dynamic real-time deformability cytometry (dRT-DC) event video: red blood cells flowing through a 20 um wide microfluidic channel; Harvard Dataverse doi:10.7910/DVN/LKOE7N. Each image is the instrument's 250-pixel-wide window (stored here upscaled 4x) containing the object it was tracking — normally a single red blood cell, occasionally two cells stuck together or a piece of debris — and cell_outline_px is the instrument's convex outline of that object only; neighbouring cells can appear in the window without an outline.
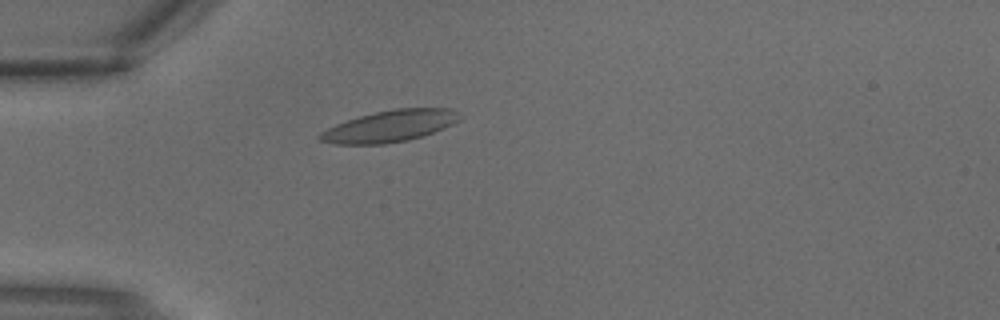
{"species": "common noctule bat (a hibernating species)", "species_latin": "Nyctalus noctula", "temperature_condition": "warm", "stored_images_in_passage": 1, "camera_frame_rate_fps": 3000, "um_per_image_px": 0.085, "animal": {"sex": "male", "body_mass_g": 18.8}, "frame": {"image": 1, "passage_image": 1, "time_ms": 0.0, "image_size_px": [1000, 320], "cell_outline_px": [[460, 120], [444, 128], [408, 140], [384, 144], [332, 144], [320, 140], [316, 136], [320, 132], [336, 124], [360, 116], [376, 112], [396, 108], [456, 108]], "centroid_in_image_um": [33.13, 10.72], "position_along_channel_um": 51.9, "area_um2": 25.55}}